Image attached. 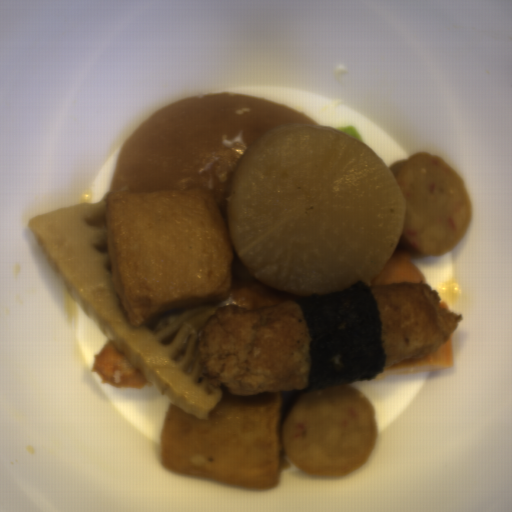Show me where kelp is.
<instances>
[{"label":"kelp","instance_id":"kelp-1","mask_svg":"<svg viewBox=\"0 0 512 512\" xmlns=\"http://www.w3.org/2000/svg\"><path fill=\"white\" fill-rule=\"evenodd\" d=\"M294 303L309 334L305 393L369 382L385 373L384 320L368 283L358 279L347 289L298 295Z\"/></svg>","mask_w":512,"mask_h":512}]
</instances>
